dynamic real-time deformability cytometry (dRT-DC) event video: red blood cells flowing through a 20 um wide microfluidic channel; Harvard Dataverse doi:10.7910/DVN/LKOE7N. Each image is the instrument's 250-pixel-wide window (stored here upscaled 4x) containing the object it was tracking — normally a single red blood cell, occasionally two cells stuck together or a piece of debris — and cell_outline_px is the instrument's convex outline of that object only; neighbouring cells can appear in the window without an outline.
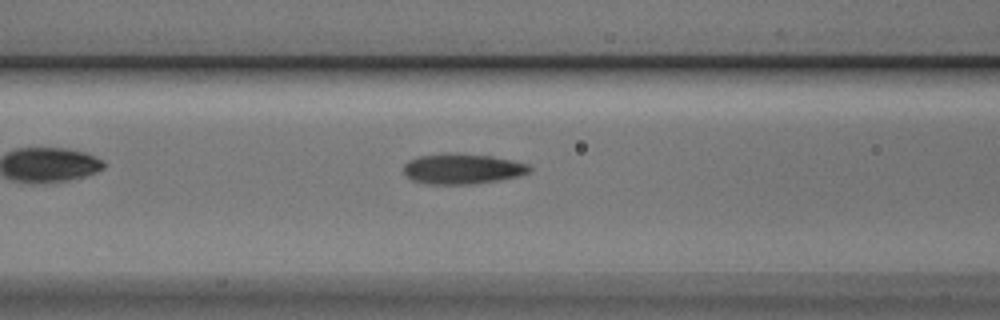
{"species": "Egyptian fruit bat (a non-hibernating species)", "species_latin": "Rousettus aegyptiacus", "temperature_condition": "cold", "stored_images_in_passage": 35, "camera_frame_rate_fps": 3000, "um_per_image_px": 0.085, "animal": {"sex": "male"}, "frame": {"image": 1, "passage_image": 5, "time_ms": 1.333, "image_size_px": [1000, 320], "cell_outline_px": [[532, 168], [528, 172], [516, 176], [500, 180], [472, 184], [424, 184], [412, 180], [404, 176], [404, 164], [408, 160], [420, 156], [448, 152], [452, 152], [492, 156], [512, 160], [528, 164]], "centroid_in_image_um": [39.25, 14.34], "position_along_channel_um": 127.4, "area_um2": 22.48}}
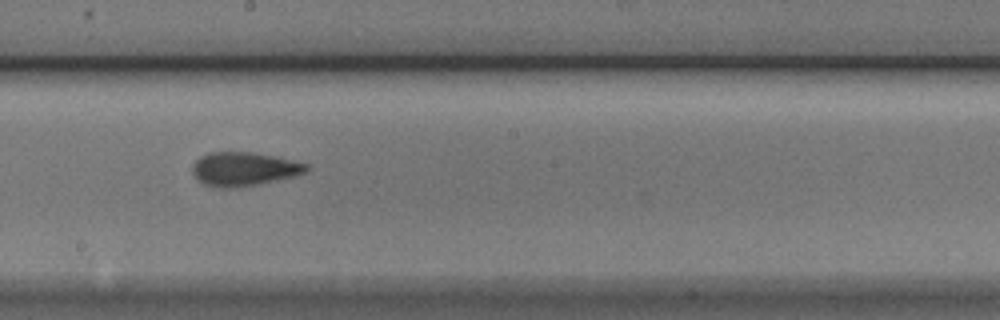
{"frame": {"image": 2, "passage_image": 13, "time_ms": 4.0, "image_size_px": [1000, 320], "cell_outline_px": [[308, 168], [304, 172], [292, 176], [260, 184], [236, 188], [220, 188], [204, 184], [192, 172], [192, 164], [200, 156], [208, 152], [252, 152], [276, 156], [308, 164]], "centroid_in_image_um": [20.7, 14.36], "position_along_channel_um": 227.5, "area_um2": 22.37}}
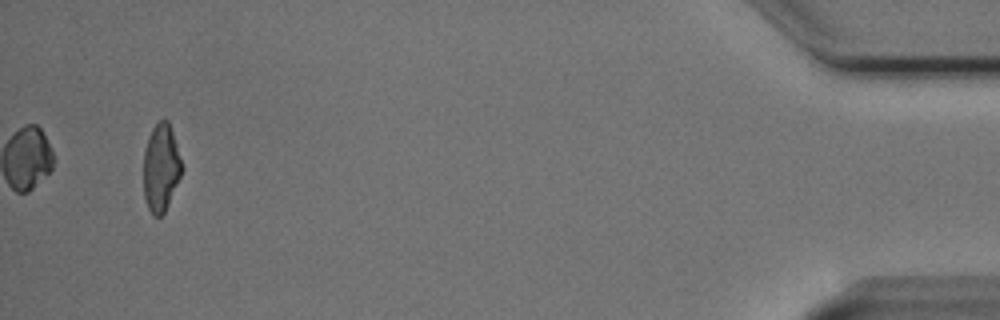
{"frame": {"image": 3, "passage_image": 35, "time_ms": 11.333, "image_size_px": [1000, 320], "cell_outline_px": [[184, 168], [168, 204], [164, 212], [160, 216], [152, 216], [148, 208], [144, 196], [144, 152], [148, 136], [152, 128], [160, 120], [168, 120]], "centroid_in_image_um": [13.68, 14.26], "position_along_channel_um": 421.5, "area_um2": 19.42}}